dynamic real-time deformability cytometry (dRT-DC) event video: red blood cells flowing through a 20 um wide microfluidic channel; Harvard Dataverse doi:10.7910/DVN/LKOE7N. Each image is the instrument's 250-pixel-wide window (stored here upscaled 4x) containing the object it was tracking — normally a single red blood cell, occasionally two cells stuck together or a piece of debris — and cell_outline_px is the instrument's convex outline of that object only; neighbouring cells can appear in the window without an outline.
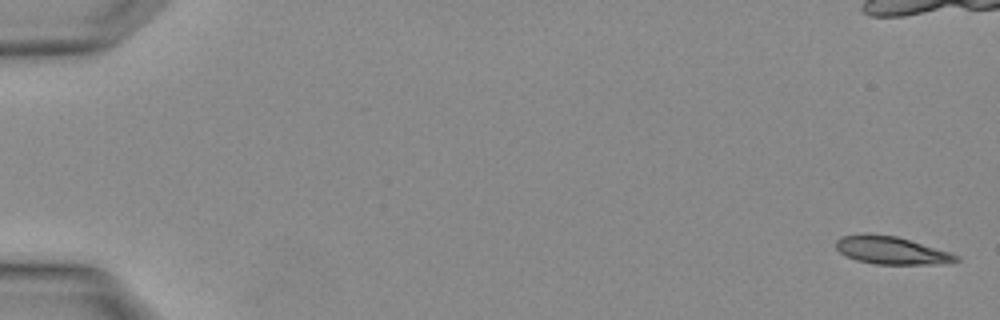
{"species": "Egyptian fruit bat (a non-hibernating species)", "species_latin": "Rousettus aegyptiacus", "temperature_condition": "warm", "stored_images_in_passage": 5, "segment_of_instrument_passage": [1, 3], "camera_frame_rate_fps": 3000, "um_per_image_px": 0.085, "animal": {"sex": "female"}, "frame": {"image": 1, "passage_image": 1, "time_ms": 0.0, "image_size_px": [1000, 320], "cell_outline_px": [[960, 260], [936, 264], [876, 264], [856, 260], [840, 252], [836, 248], [836, 240], [840, 236], [864, 232], [868, 232], [896, 236], [948, 252], [960, 256]], "centroid_in_image_um": [75.69, 21.26], "position_along_channel_um": 9.3, "area_um2": 19.36}}